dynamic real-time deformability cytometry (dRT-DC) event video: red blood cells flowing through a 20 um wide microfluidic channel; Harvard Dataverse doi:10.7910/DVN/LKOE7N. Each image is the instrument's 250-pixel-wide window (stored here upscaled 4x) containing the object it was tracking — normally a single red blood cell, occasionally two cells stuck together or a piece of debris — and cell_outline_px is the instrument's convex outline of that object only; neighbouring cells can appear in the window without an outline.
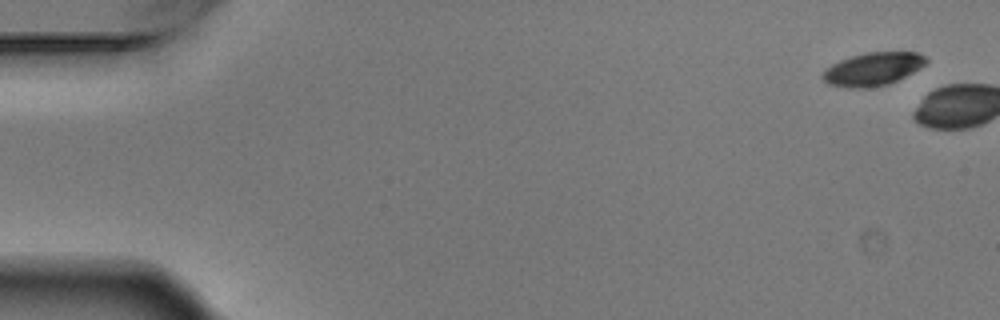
{"species": "Egyptian fruit bat (a non-hibernating species)", "species_latin": "Rousettus aegyptiacus", "temperature_condition": "warm", "stored_images_in_passage": 2, "camera_frame_rate_fps": 3000, "um_per_image_px": 0.085, "animal": {"sex": "male"}, "frame": {"image": 1, "passage_image": 1, "time_ms": 0.0, "image_size_px": [1000, 320], "cell_outline_px": [[928, 60], [920, 68], [888, 84], [864, 88], [848, 88], [828, 84], [820, 76], [832, 64], [840, 60], [852, 56], [868, 52], [916, 52], [924, 56]], "centroid_in_image_um": [74.17, 5.87], "position_along_channel_um": 10.8, "area_um2": 19.65}}